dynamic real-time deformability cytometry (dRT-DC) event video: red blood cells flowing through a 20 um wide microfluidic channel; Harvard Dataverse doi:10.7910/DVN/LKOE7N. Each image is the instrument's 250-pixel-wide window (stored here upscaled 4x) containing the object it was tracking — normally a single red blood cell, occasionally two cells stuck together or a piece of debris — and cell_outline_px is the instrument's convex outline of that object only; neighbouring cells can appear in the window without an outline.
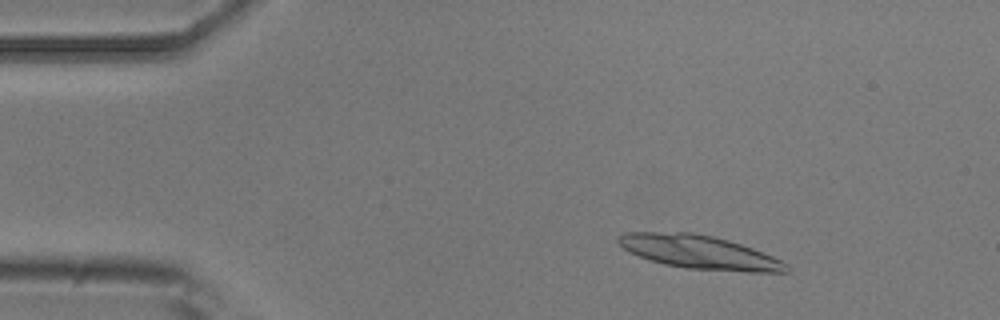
{"species": "common noctule bat (a hibernating species)", "species_latin": "Nyctalus noctula", "temperature_condition": "room temperature", "stored_images_in_passage": 17, "camera_frame_rate_fps": 3000, "um_per_image_px": 0.085, "animal": {"sex": "male", "body_mass_g": 20.5, "forearm_length_mm": 52.5}, "frame": {"image": 1, "passage_image": 7, "time_ms": 2.0, "image_size_px": [1000, 320], "cell_outline_px": [[788, 272], [748, 272], [684, 268], [664, 264], [648, 260], [628, 252], [616, 240], [616, 236], [624, 232], [692, 232], [712, 236], [728, 240], [752, 248], [772, 256], [788, 264]], "centroid_in_image_um": [59.39, 21.43], "position_along_channel_um": 25.6, "area_um2": 32.89}}